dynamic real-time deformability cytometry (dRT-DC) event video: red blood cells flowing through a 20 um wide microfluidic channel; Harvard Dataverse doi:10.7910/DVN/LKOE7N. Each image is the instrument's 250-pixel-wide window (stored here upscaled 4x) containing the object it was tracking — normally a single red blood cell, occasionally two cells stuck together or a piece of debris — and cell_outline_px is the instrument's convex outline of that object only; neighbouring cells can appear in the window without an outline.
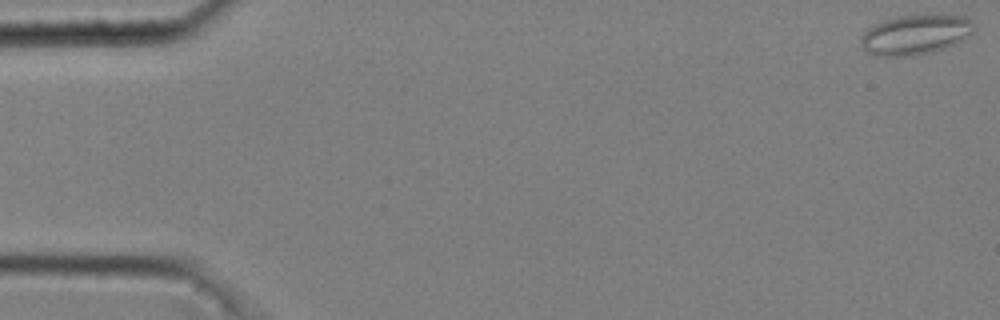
{"species": "common noctule bat (a hibernating species)", "species_latin": "Nyctalus noctula", "temperature_condition": "cold", "stored_images_in_passage": 48, "camera_frame_rate_fps": 3000, "um_per_image_px": 0.085, "animal": {"sex": "male", "body_mass_g": 20.4}, "frame": {"image": 1, "passage_image": 1, "time_ms": 0.0, "image_size_px": [1000, 320], "cell_outline_px": [[976, 32], [964, 40], [932, 52], [912, 56], [876, 56], [868, 52], [860, 44], [860, 36], [868, 28], [884, 20], [900, 16], [936, 12], [940, 12], [964, 16], [972, 20], [976, 24]], "centroid_in_image_um": [77.9, 2.9], "position_along_channel_um": 7.1, "area_um2": 27.22}}
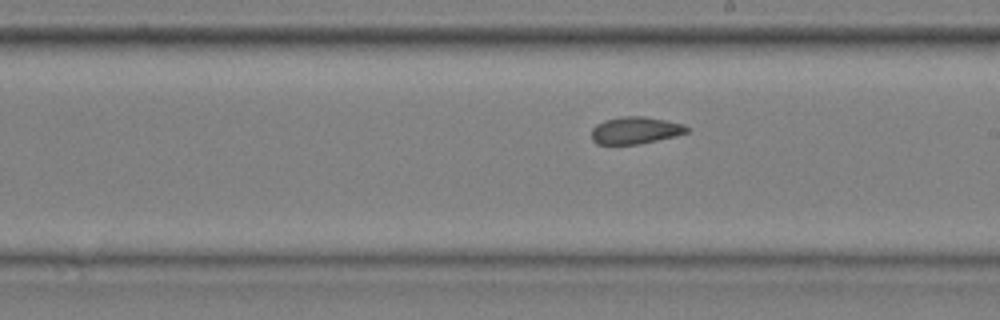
{"frame": {"image": 2, "passage_image": 31, "time_ms": 10.0, "image_size_px": [1000, 320], "cell_outline_px": [[688, 132], [676, 136], [640, 144], [596, 144], [592, 140], [592, 128], [596, 124], [604, 120], [620, 116], [644, 116], [684, 124], [688, 128]], "centroid_in_image_um": [53.99, 11.08], "position_along_channel_um": 235.0, "area_um2": 15.14}}
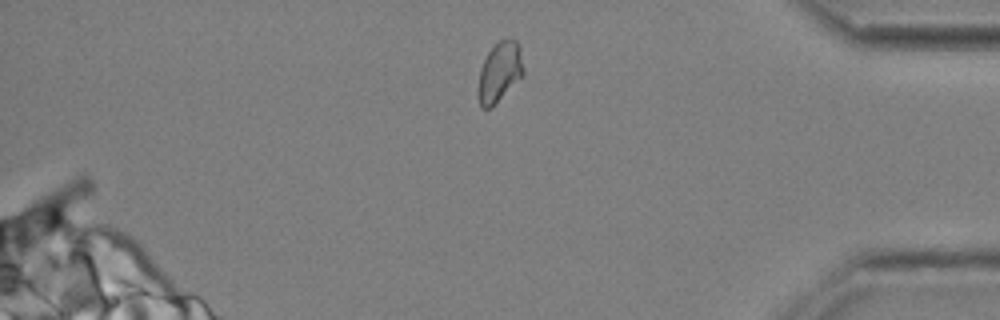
{"frame": {"image": 3, "passage_image": 46, "time_ms": 15.0, "image_size_px": [1000, 320], "cell_outline_px": [[524, 76], [492, 108], [480, 108], [480, 68], [488, 52], [500, 40], [512, 36], [516, 40], [520, 48], [524, 72]], "centroid_in_image_um": [42.52, 6.1], "position_along_channel_um": 392.7, "area_um2": 15.78}, "authors_computed_cell_mechanics": {"area_um2": 16.1262, "velocity_mm_per_s": 3.6693, "shape_relaxation_time_tau1_ms": null, "shape_relaxation_time_tau2_ms": 3.7238, "deformation_change_tau1": null, "deformation_change_tau2": 0.0844}}